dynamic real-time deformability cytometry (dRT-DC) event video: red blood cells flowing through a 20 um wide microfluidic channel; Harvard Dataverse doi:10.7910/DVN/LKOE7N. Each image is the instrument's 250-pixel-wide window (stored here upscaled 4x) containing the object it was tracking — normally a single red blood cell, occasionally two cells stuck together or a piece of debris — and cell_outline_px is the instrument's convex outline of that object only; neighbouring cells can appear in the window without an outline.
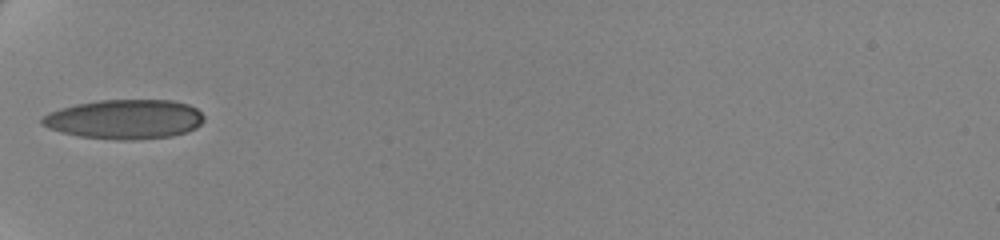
{"species": "human", "species_latin": "Homo sapiens", "temperature_condition": "cold", "stored_images_in_passage": 37, "camera_frame_rate_fps": 3000, "um_per_image_px": 0.085, "donor": {"sex": "female"}, "frame": {"image": 1, "passage_image": 1, "time_ms": 0.0, "image_size_px": [1000, 240], "cell_outline_px": [[204, 120], [196, 128], [172, 136], [132, 140], [120, 140], [80, 136], [60, 132], [48, 128], [40, 124], [40, 120], [48, 112], [60, 108], [76, 104], [100, 100], [172, 100], [188, 104], [196, 108], [204, 116]], "centroid_in_image_um": [10.58, 10.13], "position_along_channel_um": 74.4, "area_um2": 37.28}}
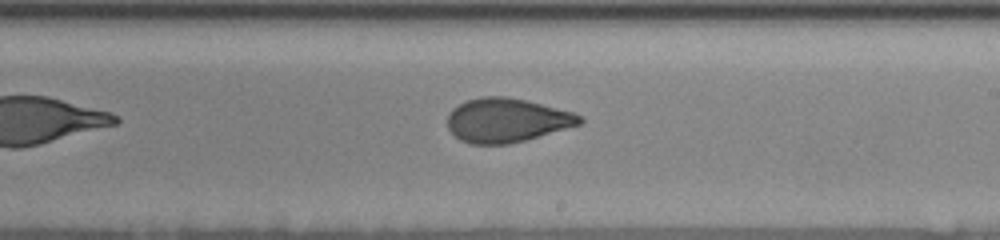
{"frame": {"image": 2, "passage_image": 16, "time_ms": 5.0, "image_size_px": [1000, 240], "cell_outline_px": [[584, 120], [580, 124], [524, 140], [508, 144], [472, 144], [460, 140], [448, 128], [448, 116], [452, 108], [468, 100], [480, 96], [508, 96], [576, 112]], "centroid_in_image_um": [43.07, 10.21], "position_along_channel_um": 245.9, "area_um2": 33.76}}
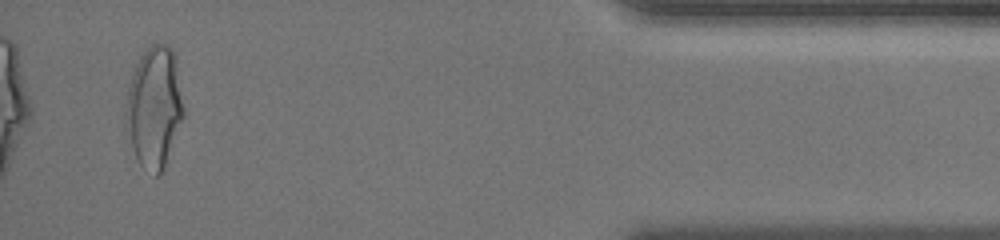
{"frame": {"image": 3, "passage_image": 35, "time_ms": 11.333, "image_size_px": [1000, 240], "cell_outline_px": [[184, 116], [164, 168], [156, 176], [140, 164], [136, 156], [124, 120], [124, 112], [128, 84], [132, 72], [144, 48], [152, 44], [164, 44], [172, 48], [176, 56], [184, 108]], "centroid_in_image_um": [13.11, 9.05], "position_along_channel_um": 422.1, "area_um2": 41.04}, "authors_computed_cell_mechanics": {"area_um2": 34.8534, "velocity_mm_per_s": 3.4934, "shape_relaxation_time_tau1_ms": 4.669, "shape_relaxation_time_tau2_ms": 1.523, "deformation_change_tau1": 0.1627, "deformation_change_tau2": 0.0699}}